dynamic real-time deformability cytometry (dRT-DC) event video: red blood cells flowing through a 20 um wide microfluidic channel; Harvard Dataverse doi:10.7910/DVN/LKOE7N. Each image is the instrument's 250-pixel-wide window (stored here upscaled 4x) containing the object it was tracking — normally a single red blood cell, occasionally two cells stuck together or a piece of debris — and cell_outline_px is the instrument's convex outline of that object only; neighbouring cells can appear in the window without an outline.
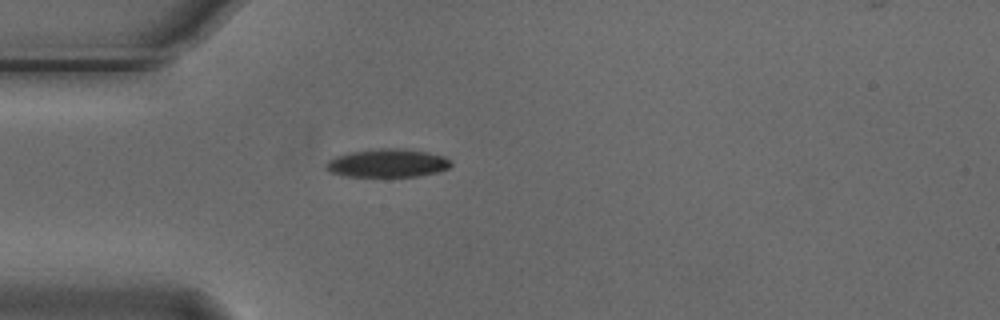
{"species": "Egyptian fruit bat (a non-hibernating species)", "species_latin": "Rousettus aegyptiacus", "temperature_condition": "cold", "stored_images_in_passage": 41, "camera_frame_rate_fps": 3000, "um_per_image_px": 0.085, "animal": {"sex": "male"}, "frame": {"image": 1, "passage_image": 1, "time_ms": 0.0, "image_size_px": [1000, 320], "cell_outline_px": [[452, 164], [448, 168], [436, 172], [416, 176], [348, 176], [332, 172], [328, 168], [328, 160], [336, 156], [352, 152], [380, 148], [404, 148], [444, 156]], "centroid_in_image_um": [32.97, 13.85], "position_along_channel_um": 52.0, "area_um2": 20.06}}
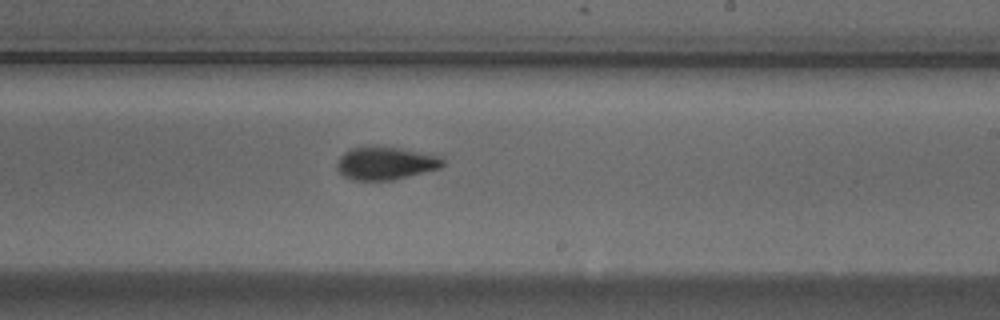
{"frame": {"image": 2, "passage_image": 18, "time_ms": 5.667, "image_size_px": [1000, 320], "cell_outline_px": [[444, 164], [440, 168], [392, 180], [352, 180], [344, 176], [336, 168], [336, 164], [340, 156], [348, 148], [364, 144], [368, 144], [400, 148], [440, 156], [444, 160]], "centroid_in_image_um": [32.71, 13.84], "position_along_channel_um": 256.3, "area_um2": 20.69}}
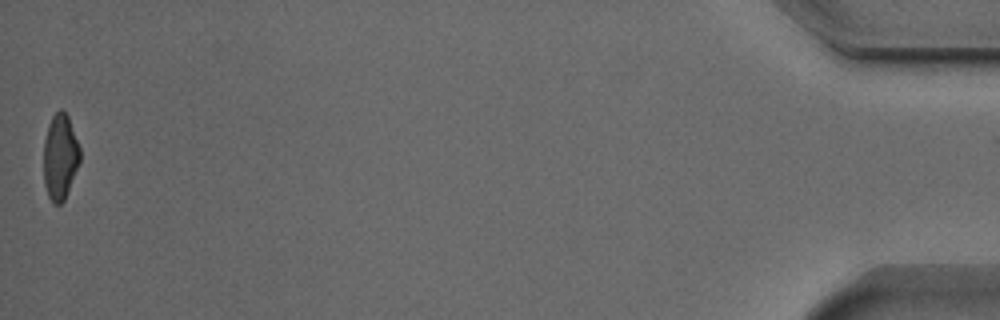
{"frame": {"image": 3, "passage_image": 40, "time_ms": 13.0, "image_size_px": [1000, 320], "cell_outline_px": [[80, 160], [64, 200], [60, 204], [52, 204], [48, 196], [44, 184], [44, 140], [48, 124], [52, 116], [60, 108], [68, 116], [80, 148]], "centroid_in_image_um": [5.09, 13.33], "position_along_channel_um": 430.1, "area_um2": 18.03}, "authors_computed_cell_mechanics": {"area_um2": 19.9988, "velocity_mm_per_s": 3.7573, "shape_relaxation_time_tau1_ms": 2.1156, "shape_relaxation_time_tau2_ms": 3.0761, "deformation_change_tau1": 0.1495, "deformation_change_tau2": 0.0935}}